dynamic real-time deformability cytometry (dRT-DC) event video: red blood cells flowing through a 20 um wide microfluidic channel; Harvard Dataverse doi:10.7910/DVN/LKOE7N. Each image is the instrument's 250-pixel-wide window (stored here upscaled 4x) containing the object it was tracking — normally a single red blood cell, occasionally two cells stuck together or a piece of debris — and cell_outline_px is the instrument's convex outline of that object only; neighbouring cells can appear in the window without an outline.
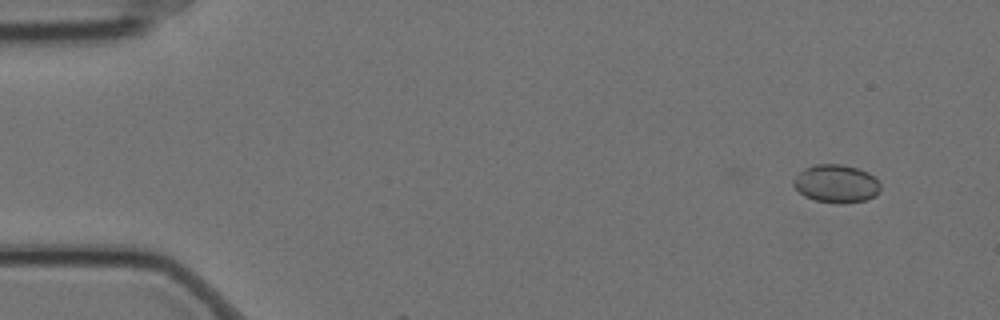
{"species": "Egyptian fruit bat (a non-hibernating species)", "species_latin": "Rousettus aegyptiacus", "temperature_condition": "cold", "stored_images_in_passage": 2, "camera_frame_rate_fps": 3000, "um_per_image_px": 0.085, "animal": {"sex": "female"}, "frame": {"image": 1, "passage_image": 2, "time_ms": 0.333, "image_size_px": [1000, 320], "cell_outline_px": [[880, 192], [876, 196], [864, 200], [844, 204], [840, 204], [816, 200], [804, 196], [792, 184], [792, 180], [804, 168], [816, 164], [840, 164], [856, 168], [868, 172], [880, 184]], "centroid_in_image_um": [71.07, 15.62], "position_along_channel_um": 13.9, "area_um2": 19.25}}